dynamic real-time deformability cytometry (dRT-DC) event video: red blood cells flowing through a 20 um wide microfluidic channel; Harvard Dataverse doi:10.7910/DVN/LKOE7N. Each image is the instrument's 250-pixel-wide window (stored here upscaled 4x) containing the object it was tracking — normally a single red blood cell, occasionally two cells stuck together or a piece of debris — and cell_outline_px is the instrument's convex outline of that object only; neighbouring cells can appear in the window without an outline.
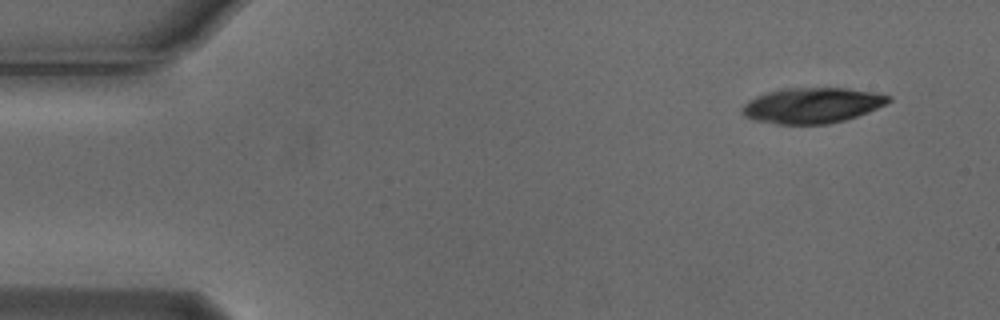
{"species": "Egyptian fruit bat (a non-hibernating species)", "species_latin": "Rousettus aegyptiacus", "temperature_condition": "cold", "stored_images_in_passage": 4, "camera_frame_rate_fps": 3000, "um_per_image_px": 0.085, "animal": {"sex": "male"}, "frame": {"image": 1, "passage_image": 1, "time_ms": 0.0, "image_size_px": [1000, 320], "cell_outline_px": [[892, 100], [868, 112], [844, 120], [828, 124], [776, 124], [752, 120], [744, 116], [740, 112], [740, 108], [748, 100], [756, 96], [768, 92], [784, 88], [844, 88], [876, 92], [892, 96]], "centroid_in_image_um": [68.99, 8.96], "position_along_channel_um": 16.0, "area_um2": 30.4}}